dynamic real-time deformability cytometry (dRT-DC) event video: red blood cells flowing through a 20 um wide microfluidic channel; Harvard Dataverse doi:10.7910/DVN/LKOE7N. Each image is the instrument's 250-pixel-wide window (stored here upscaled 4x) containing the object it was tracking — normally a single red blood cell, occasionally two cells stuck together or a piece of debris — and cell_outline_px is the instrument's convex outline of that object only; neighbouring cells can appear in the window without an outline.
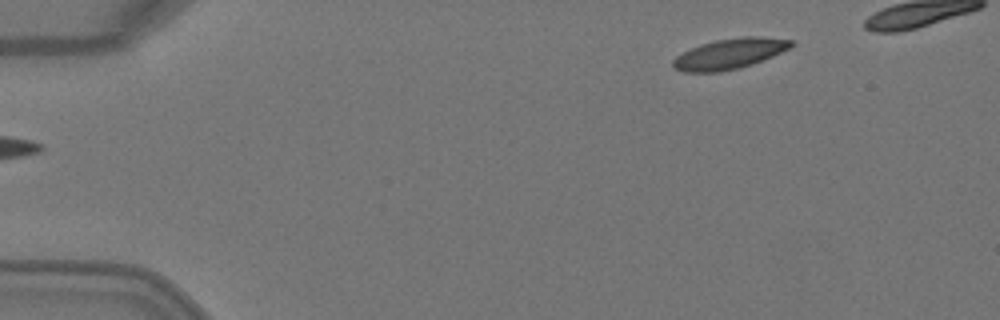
{"species": "Egyptian fruit bat (a non-hibernating species)", "species_latin": "Rousettus aegyptiacus", "temperature_condition": "warm", "stored_images_in_passage": 2, "camera_frame_rate_fps": 3000, "um_per_image_px": 0.085, "animal": {"sex": "female"}, "frame": {"image": 1, "passage_image": 2, "time_ms": 0.333, "image_size_px": [1000, 320], "cell_outline_px": [[796, 44], [792, 48], [752, 64], [740, 68], [720, 72], [684, 72], [676, 68], [672, 64], [672, 60], [676, 56], [700, 44], [716, 40], [744, 36], [764, 36], [792, 40]], "centroid_in_image_um": [62.07, 4.56], "position_along_channel_um": 22.9, "area_um2": 21.04}}